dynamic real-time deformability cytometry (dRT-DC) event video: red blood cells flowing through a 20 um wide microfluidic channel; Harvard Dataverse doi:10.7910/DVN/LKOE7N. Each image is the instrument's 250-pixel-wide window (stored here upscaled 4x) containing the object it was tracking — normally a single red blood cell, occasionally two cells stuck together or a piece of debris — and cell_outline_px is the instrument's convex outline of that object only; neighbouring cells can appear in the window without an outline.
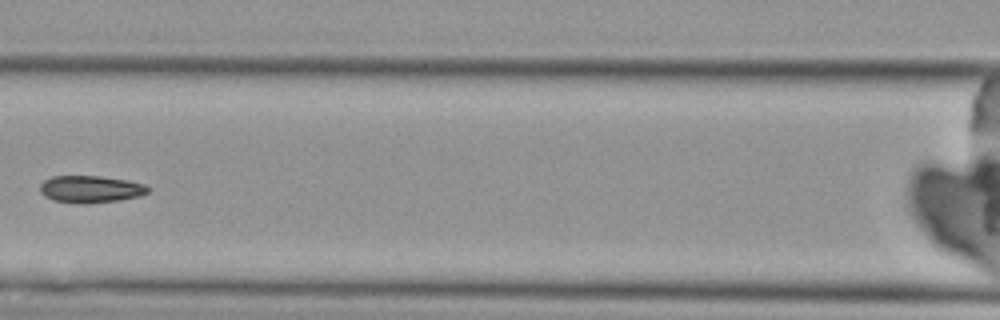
{"species": "Egyptian fruit bat (a non-hibernating species)", "species_latin": "Rousettus aegyptiacus", "temperature_condition": "cold", "stored_images_in_passage": 9, "camera_frame_rate_fps": 3000, "um_per_image_px": 0.085, "animal": {"sex": "female"}, "frame": {"image": 1, "passage_image": 8, "time_ms": 9.333, "image_size_px": [1000, 320], "cell_outline_px": [[148, 192], [140, 196], [116, 200], [84, 204], [76, 204], [52, 200], [44, 196], [40, 192], [40, 184], [44, 180], [52, 176], [100, 176], [128, 180], [144, 184], [148, 188]], "centroid_in_image_um": [7.65, 16.08], "position_along_channel_um": 158.9, "area_um2": 17.11}}
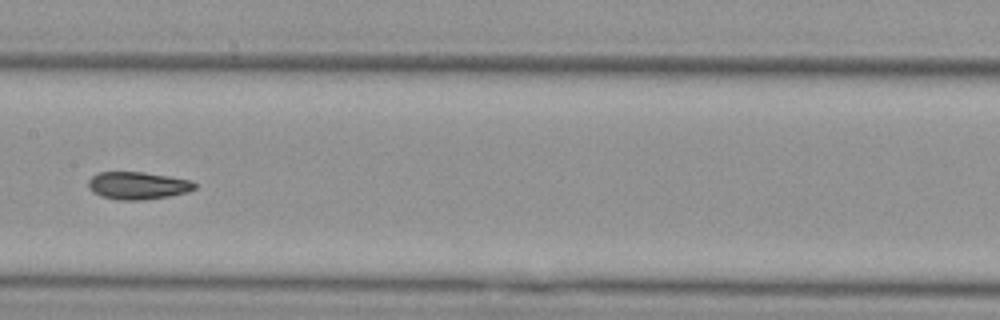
{"frame": {"image": 2, "passage_image": 9, "time_ms": 10.333, "image_size_px": [1000, 320], "cell_outline_px": [[196, 188], [188, 192], [168, 196], [144, 200], [116, 200], [100, 196], [92, 192], [88, 188], [88, 180], [92, 176], [100, 172], [144, 172], [168, 176], [188, 180], [196, 184]], "centroid_in_image_um": [11.67, 15.78], "position_along_channel_um": 195.7, "area_um2": 17.11}}